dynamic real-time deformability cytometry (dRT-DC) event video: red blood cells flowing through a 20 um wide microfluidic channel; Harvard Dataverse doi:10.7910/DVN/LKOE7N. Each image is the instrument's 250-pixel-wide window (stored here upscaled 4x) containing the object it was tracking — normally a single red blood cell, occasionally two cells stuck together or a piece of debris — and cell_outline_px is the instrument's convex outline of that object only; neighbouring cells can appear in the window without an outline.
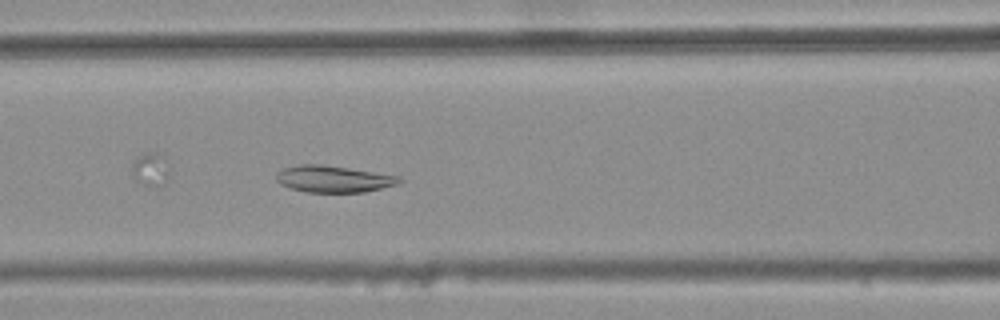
{"species": "common noctule bat (a hibernating species)", "species_latin": "Nyctalus noctula", "temperature_condition": "warm", "stored_images_in_passage": 27, "camera_frame_rate_fps": 3000, "um_per_image_px": 0.085, "animal": {"sex": "female", "body_mass_g": 25.1}, "frame": {"image": 1, "passage_image": 11, "time_ms": 3.333, "image_size_px": [1000, 320], "cell_outline_px": [[404, 180], [400, 184], [364, 192], [304, 192], [288, 188], [280, 184], [276, 180], [276, 172], [284, 168], [300, 164], [316, 164], [348, 168], [400, 176]], "centroid_in_image_um": [28.34, 15.22], "position_along_channel_um": 138.3, "area_um2": 19.25}}
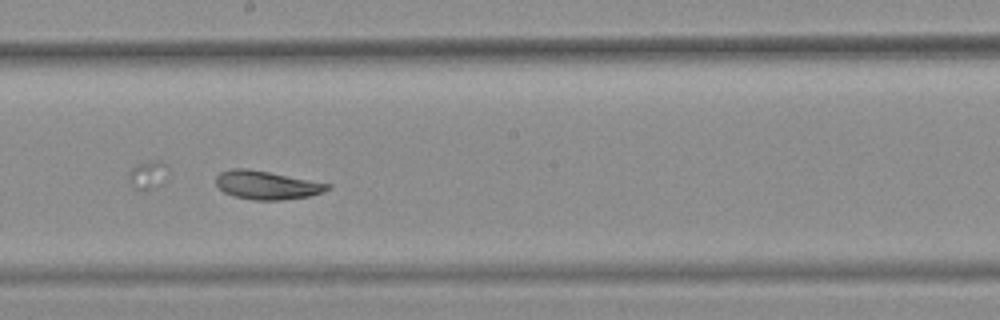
{"frame": {"image": 2, "passage_image": 18, "time_ms": 5.667, "image_size_px": [1000, 320], "cell_outline_px": [[332, 188], [324, 192], [308, 196], [280, 200], [252, 200], [232, 196], [224, 192], [216, 184], [216, 176], [220, 172], [232, 168], [248, 168], [332, 184]], "centroid_in_image_um": [22.68, 15.73], "position_along_channel_um": 225.5, "area_um2": 18.61}}
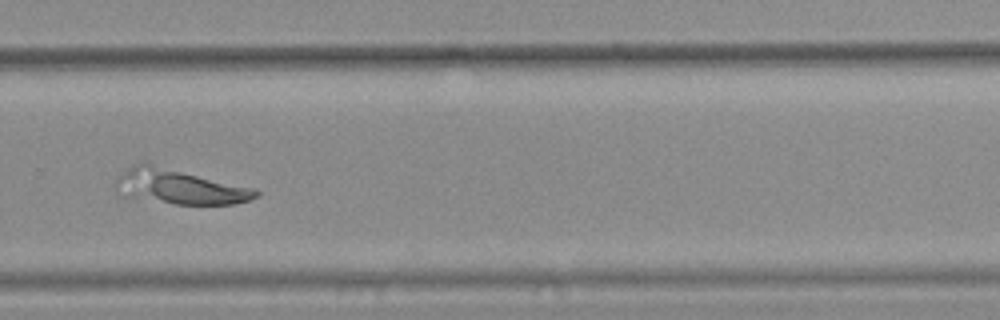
{"frame": {"image": 3, "passage_image": 25, "time_ms": 8.0, "image_size_px": [1000, 320], "cell_outline_px": [[260, 196], [248, 200], [232, 204], [176, 204], [120, 196], [116, 192], [112, 184], [116, 176], [128, 168], [144, 160], [148, 160], [256, 188], [260, 192]], "centroid_in_image_um": [15.19, 15.81], "position_along_channel_um": 314.6, "area_um2": 30.06}}